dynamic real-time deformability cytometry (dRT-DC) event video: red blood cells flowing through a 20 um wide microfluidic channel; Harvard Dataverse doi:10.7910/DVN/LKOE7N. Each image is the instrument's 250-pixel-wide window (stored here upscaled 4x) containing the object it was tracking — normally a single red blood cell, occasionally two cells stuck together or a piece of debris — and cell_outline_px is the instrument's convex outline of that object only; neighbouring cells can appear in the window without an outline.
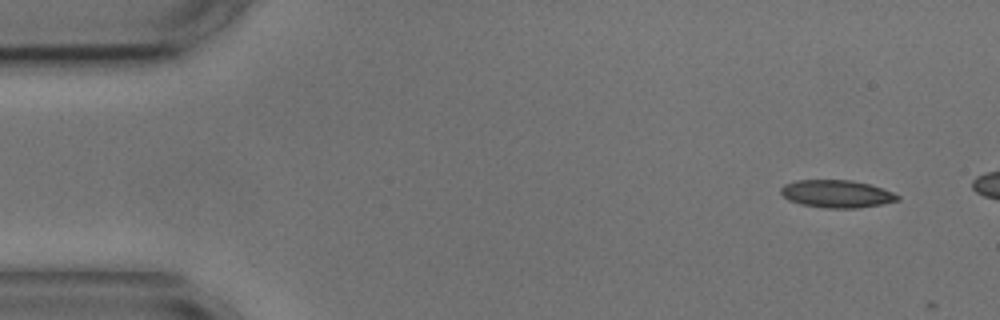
{"species": "common noctule bat (a hibernating species)", "species_latin": "Nyctalus noctula", "temperature_condition": "cold", "stored_images_in_passage": 3, "camera_frame_rate_fps": 3000, "um_per_image_px": 0.085, "animal": {"sex": "male", "body_mass_g": 17.9, "forearm_length_mm": 54.2}, "frame": {"image": 1, "passage_image": 1, "time_ms": 0.0, "image_size_px": [1000, 320], "cell_outline_px": [[900, 200], [880, 204], [856, 208], [824, 208], [800, 204], [788, 200], [780, 192], [780, 188], [784, 184], [796, 180], [852, 180], [868, 184], [892, 192], [900, 196]], "centroid_in_image_um": [71.08, 16.48], "position_along_channel_um": 13.9, "area_um2": 18.73}}